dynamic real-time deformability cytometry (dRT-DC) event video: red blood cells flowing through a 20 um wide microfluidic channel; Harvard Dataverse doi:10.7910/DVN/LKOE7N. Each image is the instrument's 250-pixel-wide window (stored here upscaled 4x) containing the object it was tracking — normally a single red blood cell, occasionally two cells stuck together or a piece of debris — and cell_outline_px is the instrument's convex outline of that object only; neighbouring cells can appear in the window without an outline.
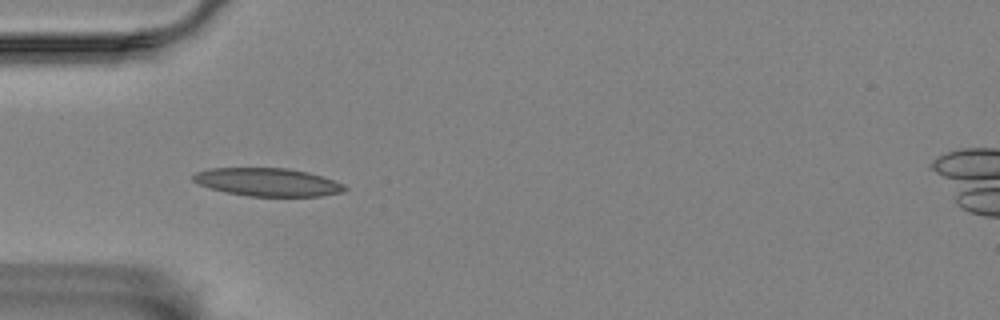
{"species": "Egyptian fruit bat (a non-hibernating species)", "species_latin": "Rousettus aegyptiacus", "temperature_condition": "room temperature", "stored_images_in_passage": 30, "camera_frame_rate_fps": 3000, "um_per_image_px": 0.085, "animal": {"sex": "female"}, "frame": {"image": 1, "passage_image": 6, "time_ms": 1.667, "image_size_px": [1000, 320], "cell_outline_px": [[348, 188], [344, 192], [320, 196], [248, 196], [224, 192], [200, 184], [192, 180], [192, 176], [196, 172], [212, 168], [288, 168], [308, 172], [344, 184]], "centroid_in_image_um": [22.76, 15.48], "position_along_channel_um": 62.2, "area_um2": 24.68}}
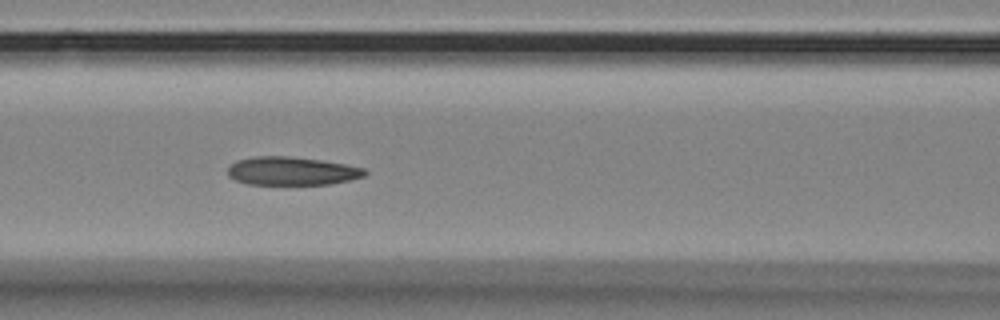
{"frame": {"image": 2, "passage_image": 13, "time_ms": 4.0, "image_size_px": [1000, 320], "cell_outline_px": [[368, 172], [364, 176], [348, 180], [328, 184], [248, 184], [236, 180], [228, 176], [228, 168], [236, 160], [256, 156], [288, 156], [320, 160], [344, 164], [364, 168]], "centroid_in_image_um": [24.78, 14.53], "position_along_channel_um": 141.8, "area_um2": 22.43}}
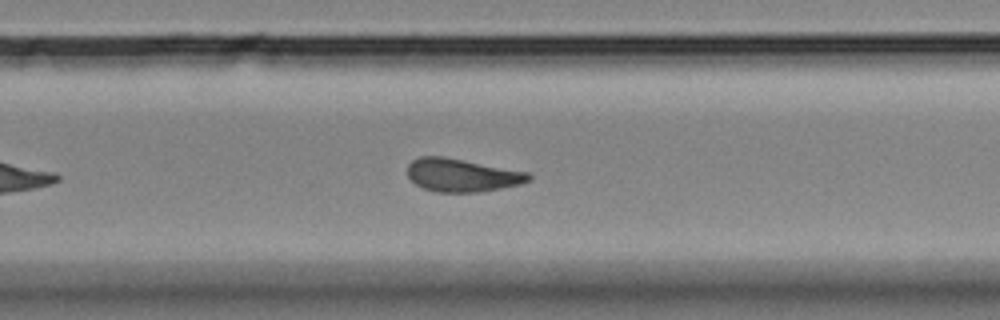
{"frame": {"image": 3, "passage_image": 26, "time_ms": 8.333, "image_size_px": [1000, 320], "cell_outline_px": [[532, 180], [520, 184], [500, 188], [476, 192], [436, 192], [424, 188], [416, 184], [408, 176], [408, 164], [412, 160], [420, 156], [444, 156], [528, 172], [532, 176]], "centroid_in_image_um": [39.27, 14.88], "position_along_channel_um": 290.5, "area_um2": 23.29}}